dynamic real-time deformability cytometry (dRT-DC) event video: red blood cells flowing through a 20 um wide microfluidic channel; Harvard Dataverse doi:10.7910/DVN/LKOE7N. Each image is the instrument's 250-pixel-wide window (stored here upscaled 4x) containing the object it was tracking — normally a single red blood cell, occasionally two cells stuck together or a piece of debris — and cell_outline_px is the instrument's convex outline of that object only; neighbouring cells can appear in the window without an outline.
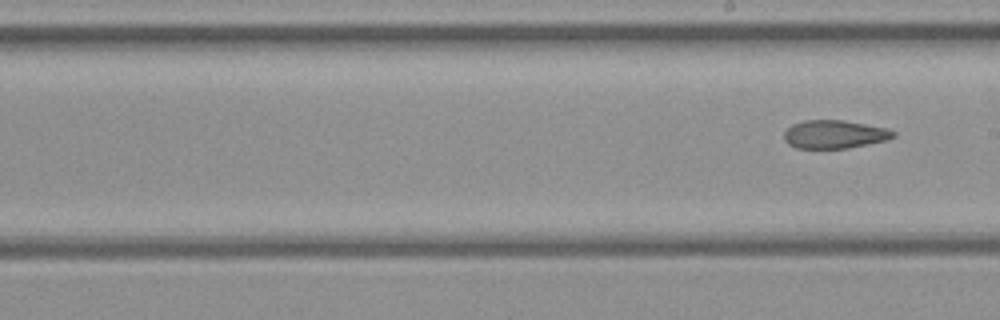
{"species": "common noctule bat (a hibernating species)", "species_latin": "Nyctalus noctula", "temperature_condition": "cold", "stored_images_in_passage": 21, "camera_frame_rate_fps": 3000, "um_per_image_px": 0.085, "animal": {"sex": "female", "body_mass_g": 21.9}, "frame": {"image": 1, "passage_image": 21, "time_ms": 6.667, "image_size_px": [1000, 320], "cell_outline_px": [[896, 136], [888, 140], [848, 148], [796, 148], [788, 144], [784, 140], [784, 132], [792, 124], [804, 120], [844, 120], [888, 128], [896, 132]], "centroid_in_image_um": [70.95, 11.41], "position_along_channel_um": 218.0, "area_um2": 18.15}}